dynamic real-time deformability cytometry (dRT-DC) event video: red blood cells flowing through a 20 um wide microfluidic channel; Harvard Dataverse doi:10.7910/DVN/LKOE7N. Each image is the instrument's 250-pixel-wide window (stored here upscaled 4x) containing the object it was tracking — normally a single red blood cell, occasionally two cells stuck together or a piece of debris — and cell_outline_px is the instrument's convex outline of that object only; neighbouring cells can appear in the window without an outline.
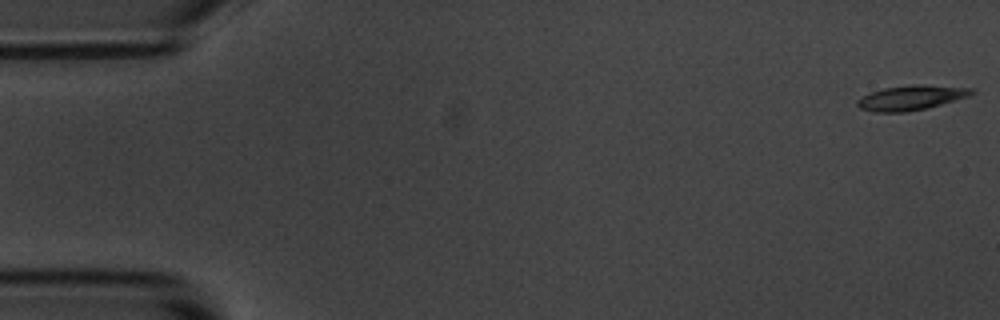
{"species": "common noctule bat (a hibernating species)", "species_latin": "Nyctalus noctula", "temperature_condition": "room temperature", "stored_images_in_passage": 6, "segment_of_instrument_passage": [2, 2], "camera_frame_rate_fps": 3000, "um_per_image_px": 0.085, "animal": {"sex": "male", "body_mass_g": 20.1, "forearm_length_mm": 53.5}, "frame": {"image": 1, "passage_image": 6, "time_ms": 6.0, "image_size_px": [1000, 320], "cell_outline_px": [[976, 92], [968, 96], [928, 108], [908, 112], [876, 112], [860, 108], [856, 104], [856, 100], [872, 92], [884, 88], [912, 84], [920, 84], [972, 88]], "centroid_in_image_um": [77.45, 8.3], "position_along_channel_um": 7.5, "area_um2": 16.42}}